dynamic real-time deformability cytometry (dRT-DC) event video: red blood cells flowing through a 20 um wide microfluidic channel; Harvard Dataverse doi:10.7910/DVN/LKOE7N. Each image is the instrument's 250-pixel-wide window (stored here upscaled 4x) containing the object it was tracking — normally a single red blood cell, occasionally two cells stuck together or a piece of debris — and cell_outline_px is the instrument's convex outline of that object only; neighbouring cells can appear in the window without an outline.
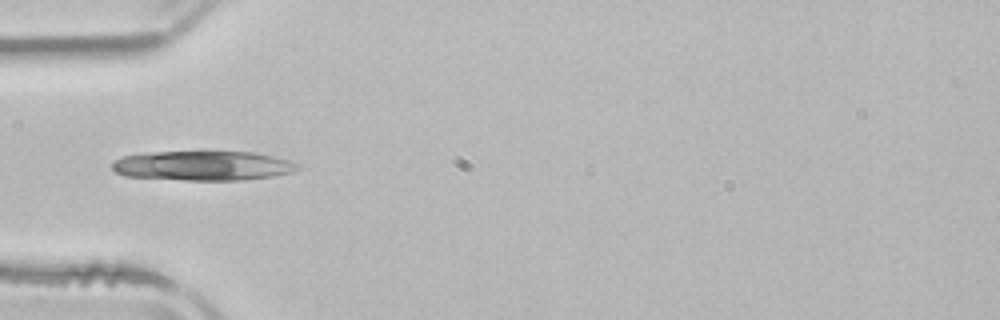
{"species": "common noctule bat (a hibernating species)", "species_latin": "Nyctalus noctula", "temperature_condition": "room temperature", "stored_images_in_passage": 2, "camera_frame_rate_fps": 3000, "um_per_image_px": 0.085, "animal": {"sex": "male", "body_mass_g": 21.5, "forearm_length_mm": 52.0}, "frame": {"image": 1, "passage_image": 1, "time_ms": 0.0, "image_size_px": [1000, 320], "cell_outline_px": [[300, 168], [292, 172], [272, 176], [244, 180], [188, 180], [124, 176], [116, 172], [112, 168], [112, 160], [124, 156], [144, 152], [200, 148], [208, 148], [256, 152], [288, 160], [296, 164]], "centroid_in_image_um": [17.2, 14.02], "position_along_channel_um": 67.8, "area_um2": 33.64}}
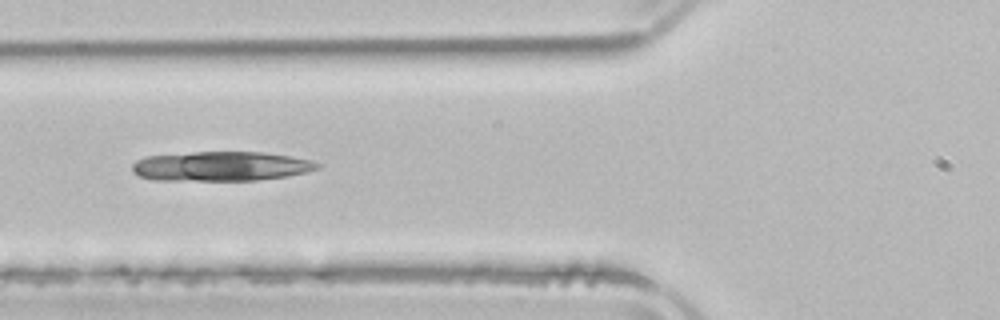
{"frame": {"image": 2, "passage_image": 2, "time_ms": 1.0, "image_size_px": [1000, 320], "cell_outline_px": [[320, 168], [288, 176], [256, 180], [156, 180], [140, 176], [132, 172], [132, 164], [136, 160], [144, 156], [192, 152], [260, 152], [288, 156], [312, 160], [320, 164]], "centroid_in_image_um": [18.75, 14.13], "position_along_channel_um": 107.1, "area_um2": 31.79}}